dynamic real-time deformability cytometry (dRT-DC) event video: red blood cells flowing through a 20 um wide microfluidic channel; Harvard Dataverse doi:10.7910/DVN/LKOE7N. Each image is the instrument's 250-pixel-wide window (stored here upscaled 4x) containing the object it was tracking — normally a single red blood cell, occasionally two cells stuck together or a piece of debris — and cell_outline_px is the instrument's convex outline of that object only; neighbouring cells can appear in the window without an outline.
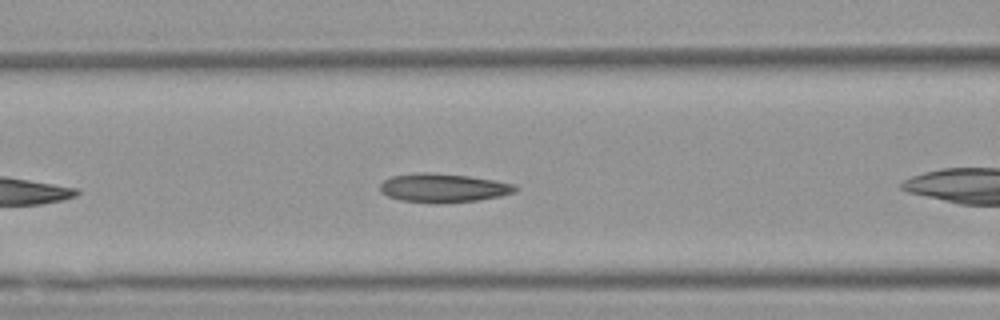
{"species": "Egyptian fruit bat (a non-hibernating species)", "species_latin": "Rousettus aegyptiacus", "temperature_condition": "warm", "stored_images_in_passage": 19, "camera_frame_rate_fps": 3000, "um_per_image_px": 0.085, "animal": {"sex": "female"}, "frame": {"image": 1, "passage_image": 9, "time_ms": 2.667, "image_size_px": [1000, 320], "cell_outline_px": [[520, 188], [516, 192], [500, 196], [480, 200], [444, 204], [440, 204], [400, 200], [388, 196], [380, 192], [380, 184], [384, 180], [392, 176], [424, 172], [468, 176], [496, 180], [516, 184]], "centroid_in_image_um": [37.73, 15.99], "position_along_channel_um": 128.9, "area_um2": 22.95}}